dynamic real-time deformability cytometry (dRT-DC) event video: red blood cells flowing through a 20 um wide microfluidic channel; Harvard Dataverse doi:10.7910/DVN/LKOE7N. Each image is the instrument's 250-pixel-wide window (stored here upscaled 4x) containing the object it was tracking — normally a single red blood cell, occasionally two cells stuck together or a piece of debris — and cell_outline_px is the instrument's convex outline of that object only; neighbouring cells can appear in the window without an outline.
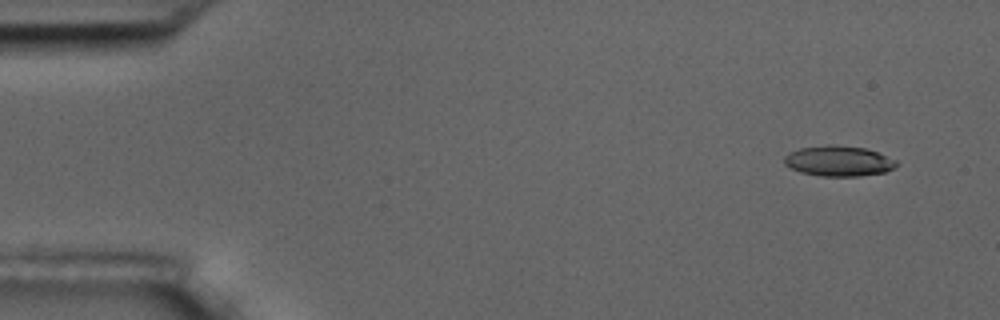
{"species": "common noctule bat (a hibernating species)", "species_latin": "Nyctalus noctula", "temperature_condition": "room temperature", "stored_images_in_passage": 4, "camera_frame_rate_fps": 3000, "um_per_image_px": 0.085, "animal": {"sex": "male", "body_mass_g": 17.5, "forearm_length_mm": 52.3}, "frame": {"image": 1, "passage_image": 1, "time_ms": 0.0, "image_size_px": [1000, 320], "cell_outline_px": [[896, 168], [884, 172], [860, 176], [820, 176], [800, 172], [784, 164], [784, 156], [800, 148], [828, 144], [832, 144], [864, 148], [876, 152], [896, 160]], "centroid_in_image_um": [71.27, 13.69], "position_along_channel_um": 13.7, "area_um2": 19.77}}
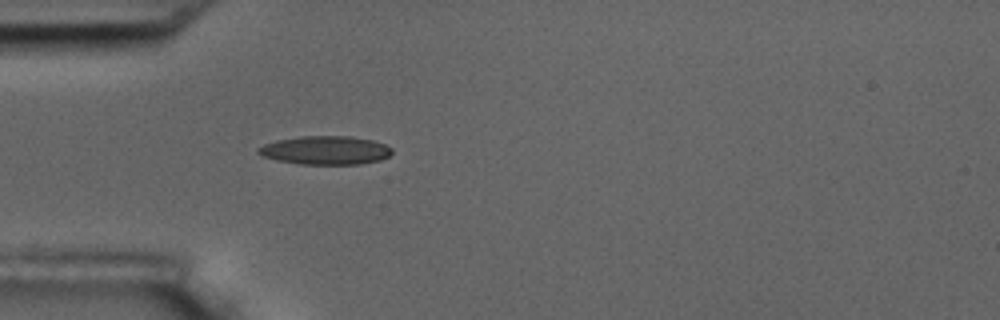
{"frame": {"image": 2, "passage_image": 4, "time_ms": 4.333, "image_size_px": [1000, 320], "cell_outline_px": [[392, 152], [388, 156], [380, 160], [360, 164], [300, 164], [276, 160], [264, 156], [256, 152], [256, 148], [264, 144], [276, 140], [300, 136], [348, 136], [372, 140], [384, 144], [392, 148]], "centroid_in_image_um": [27.64, 12.77], "position_along_channel_um": 57.4, "area_um2": 22.25}}